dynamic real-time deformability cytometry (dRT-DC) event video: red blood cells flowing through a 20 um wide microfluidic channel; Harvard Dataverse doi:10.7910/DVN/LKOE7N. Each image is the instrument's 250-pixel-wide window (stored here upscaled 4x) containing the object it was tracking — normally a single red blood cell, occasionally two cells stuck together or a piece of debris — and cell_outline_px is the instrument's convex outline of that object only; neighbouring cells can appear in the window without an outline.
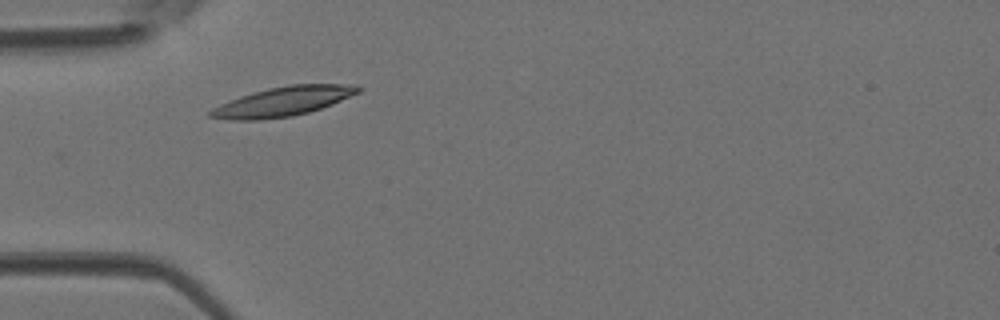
{"species": "Egyptian fruit bat (a non-hibernating species)", "species_latin": "Rousettus aegyptiacus", "temperature_condition": "room temperature", "stored_images_in_passage": 32, "camera_frame_rate_fps": 3000, "um_per_image_px": 0.085, "animal": {"sex": "female"}, "frame": {"image": 1, "passage_image": 1, "time_ms": 0.0, "image_size_px": [1000, 320], "cell_outline_px": [[364, 88], [360, 92], [332, 104], [308, 112], [292, 116], [260, 120], [232, 120], [208, 116], [208, 112], [212, 108], [220, 104], [240, 96], [252, 92], [268, 88], [292, 84], [356, 84]], "centroid_in_image_um": [24.08, 8.62], "position_along_channel_um": 60.9, "area_um2": 25.32}}
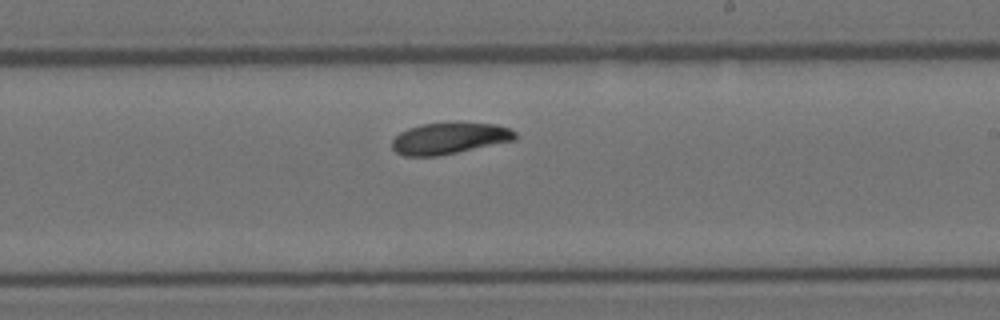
{"frame": {"image": 2, "passage_image": 14, "time_ms": 4.333, "image_size_px": [1000, 320], "cell_outline_px": [[516, 140], [436, 156], [404, 156], [396, 152], [392, 148], [392, 140], [400, 132], [408, 128], [420, 124], [496, 124], [508, 128], [516, 132]], "centroid_in_image_um": [38.16, 11.77], "position_along_channel_um": 250.8, "area_um2": 22.02}}
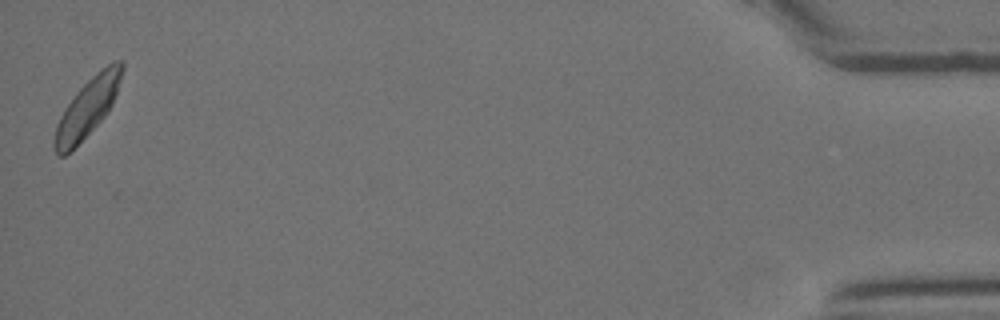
{"frame": {"image": 3, "passage_image": 32, "time_ms": 10.333, "image_size_px": [1000, 320], "cell_outline_px": [[124, 68], [112, 104], [108, 112], [64, 156], [56, 156], [52, 144], [52, 140], [56, 124], [60, 116], [76, 92], [100, 68], [112, 60], [124, 60]], "centroid_in_image_um": [7.42, 9.11], "position_along_channel_um": 427.8, "area_um2": 22.6}}